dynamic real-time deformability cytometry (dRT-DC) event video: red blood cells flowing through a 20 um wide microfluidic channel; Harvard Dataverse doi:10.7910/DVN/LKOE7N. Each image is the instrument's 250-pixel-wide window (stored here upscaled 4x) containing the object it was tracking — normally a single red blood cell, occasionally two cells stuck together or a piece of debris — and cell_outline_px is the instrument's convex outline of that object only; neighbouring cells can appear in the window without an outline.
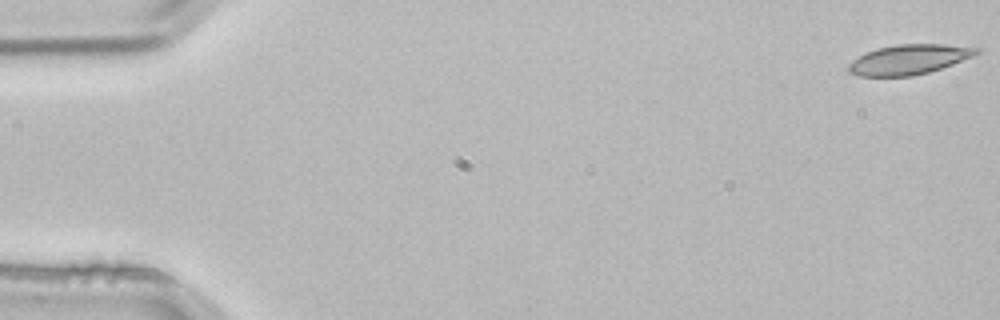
{"species": "common noctule bat (a hibernating species)", "species_latin": "Nyctalus noctula", "temperature_condition": "room temperature", "stored_images_in_passage": 5, "camera_frame_rate_fps": 3000, "um_per_image_px": 0.085, "animal": {"sex": "male", "body_mass_g": 21.5, "forearm_length_mm": 52.0}, "frame": {"image": 1, "passage_image": 1, "time_ms": 0.0, "image_size_px": [1000, 320], "cell_outline_px": [[980, 52], [972, 56], [952, 64], [928, 72], [912, 76], [860, 76], [848, 72], [848, 64], [852, 60], [876, 48], [896, 44], [944, 44], [980, 48]], "centroid_in_image_um": [77.24, 5.05], "position_along_channel_um": 7.8, "area_um2": 22.08}}
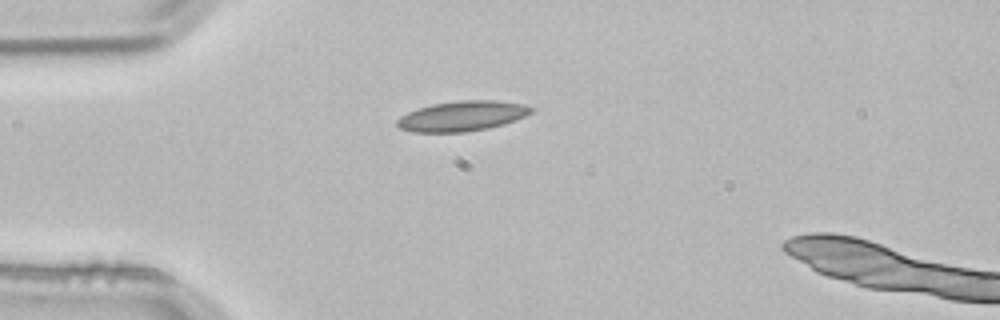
{"frame": {"image": 2, "passage_image": 4, "time_ms": 1.0, "image_size_px": [1000, 320], "cell_outline_px": [[536, 112], [516, 120], [504, 124], [488, 128], [464, 132], [412, 132], [400, 128], [396, 124], [396, 120], [400, 116], [416, 108], [432, 104], [456, 100], [496, 100], [524, 104], [536, 108]], "centroid_in_image_um": [39.32, 9.85], "position_along_channel_um": 45.7, "area_um2": 23.93}}